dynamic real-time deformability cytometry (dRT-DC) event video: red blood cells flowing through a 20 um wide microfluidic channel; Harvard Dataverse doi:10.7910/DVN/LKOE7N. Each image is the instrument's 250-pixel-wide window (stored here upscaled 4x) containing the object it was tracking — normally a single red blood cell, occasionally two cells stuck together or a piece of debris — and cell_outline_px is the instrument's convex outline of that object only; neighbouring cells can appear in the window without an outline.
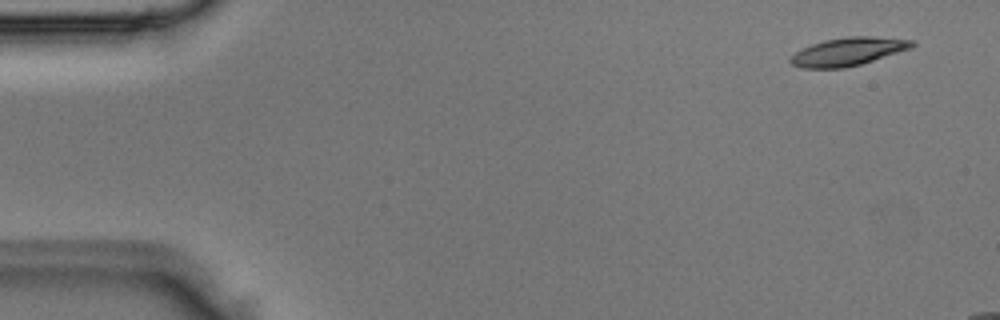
{"species": "Egyptian fruit bat (a non-hibernating species)", "species_latin": "Rousettus aegyptiacus", "temperature_condition": "room temperature", "stored_images_in_passage": 3, "camera_frame_rate_fps": 3000, "um_per_image_px": 0.085, "animal": {"sex": "male"}, "frame": {"image": 1, "passage_image": 1, "time_ms": 0.0, "image_size_px": [1000, 320], "cell_outline_px": [[916, 44], [912, 48], [860, 64], [844, 68], [804, 68], [792, 64], [788, 60], [796, 52], [812, 44], [824, 40], [848, 36], [872, 36], [916, 40]], "centroid_in_image_um": [72.13, 4.37], "position_along_channel_um": 12.9, "area_um2": 19.83}}